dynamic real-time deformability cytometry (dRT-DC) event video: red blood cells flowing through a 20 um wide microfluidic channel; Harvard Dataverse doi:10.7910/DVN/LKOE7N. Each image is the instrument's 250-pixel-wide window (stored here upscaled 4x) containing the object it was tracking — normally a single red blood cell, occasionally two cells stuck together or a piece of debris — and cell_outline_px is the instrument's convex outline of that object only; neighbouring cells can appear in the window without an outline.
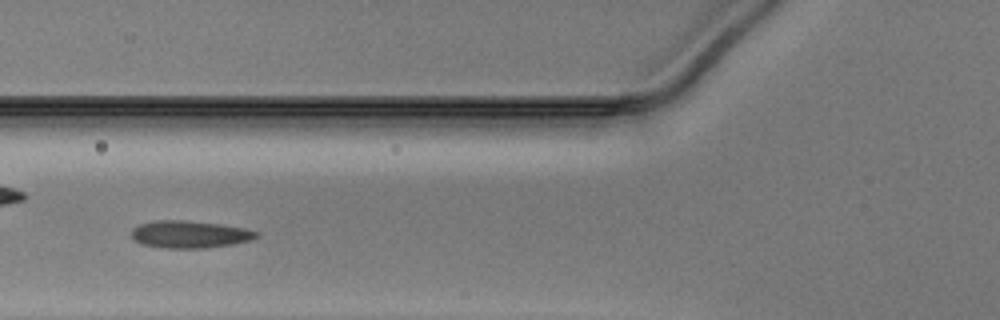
{"species": "Egyptian fruit bat (a non-hibernating species)", "species_latin": "Rousettus aegyptiacus", "temperature_condition": "warm", "stored_images_in_passage": 30, "camera_frame_rate_fps": 3000, "um_per_image_px": 0.085, "animal": {"sex": "male"}, "frame": {"image": 1, "passage_image": 5, "time_ms": 1.333, "image_size_px": [1000, 320], "cell_outline_px": [[260, 232], [252, 240], [232, 244], [204, 248], [164, 248], [140, 244], [132, 236], [132, 228], [140, 224], [156, 220], [184, 220], [220, 224], [244, 228]], "centroid_in_image_um": [16.12, 19.92], "position_along_channel_um": 109.7, "area_um2": 19.83}}